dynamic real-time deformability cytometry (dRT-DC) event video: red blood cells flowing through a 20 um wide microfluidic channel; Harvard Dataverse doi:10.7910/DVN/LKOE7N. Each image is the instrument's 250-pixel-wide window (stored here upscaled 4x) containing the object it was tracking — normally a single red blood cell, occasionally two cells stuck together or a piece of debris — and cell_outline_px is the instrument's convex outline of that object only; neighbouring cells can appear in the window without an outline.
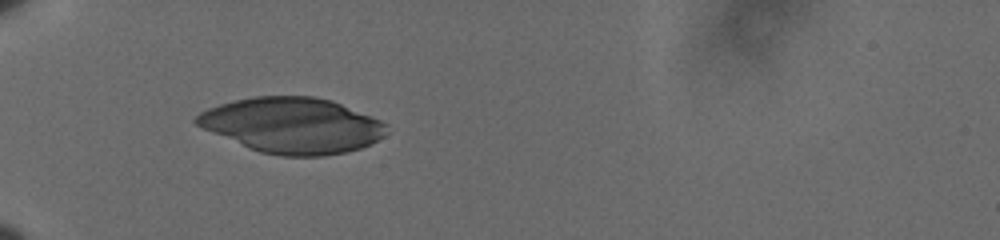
{"species": "human", "species_latin": "Homo sapiens", "temperature_condition": "cold", "stored_images_in_passage": 39, "camera_frame_rate_fps": 3000, "um_per_image_px": 0.085, "donor": {"sex": "male"}, "frame": {"image": 1, "passage_image": 1, "time_ms": 0.0, "image_size_px": [1000, 240], "cell_outline_px": [[388, 132], [384, 136], [360, 148], [344, 152], [324, 156], [284, 156], [260, 152], [212, 132], [196, 124], [192, 120], [200, 112], [208, 108], [220, 104], [236, 100], [256, 96], [316, 96], [332, 100], [380, 120], [388, 124]], "centroid_in_image_um": [24.86, 10.65], "position_along_channel_um": 60.1, "area_um2": 61.09}}
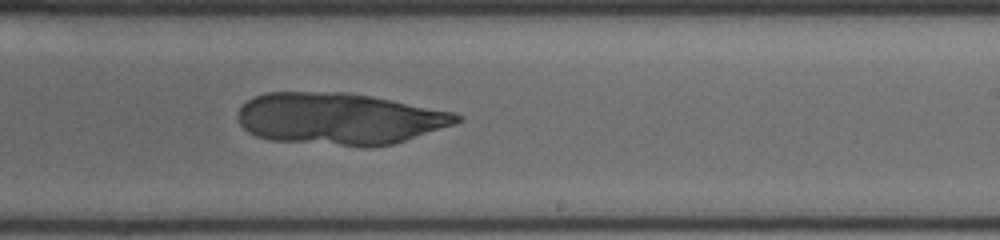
{"frame": {"image": 2, "passage_image": 19, "time_ms": 6.0, "image_size_px": [1000, 240], "cell_outline_px": [[460, 120], [456, 124], [392, 144], [368, 148], [360, 148], [268, 140], [256, 136], [248, 132], [240, 124], [236, 116], [240, 108], [248, 100], [264, 92], [348, 92], [372, 96], [456, 112], [460, 116]], "centroid_in_image_um": [28.83, 10.11], "position_along_channel_um": 260.2, "area_um2": 66.76}}
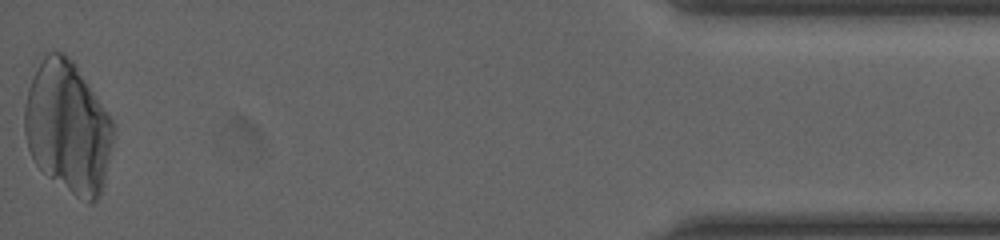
{"frame": {"image": 3, "passage_image": 39, "time_ms": 12.667, "image_size_px": [1000, 240], "cell_outline_px": [[116, 136], [104, 184], [100, 196], [92, 204], [88, 204], [76, 196], [48, 176], [36, 164], [28, 148], [24, 132], [24, 108], [28, 88], [36, 68], [44, 56], [48, 52], [64, 52], [76, 64], [108, 112], [116, 128]], "centroid_in_image_um": [5.81, 10.84], "position_along_channel_um": 429.4, "area_um2": 68.78}}